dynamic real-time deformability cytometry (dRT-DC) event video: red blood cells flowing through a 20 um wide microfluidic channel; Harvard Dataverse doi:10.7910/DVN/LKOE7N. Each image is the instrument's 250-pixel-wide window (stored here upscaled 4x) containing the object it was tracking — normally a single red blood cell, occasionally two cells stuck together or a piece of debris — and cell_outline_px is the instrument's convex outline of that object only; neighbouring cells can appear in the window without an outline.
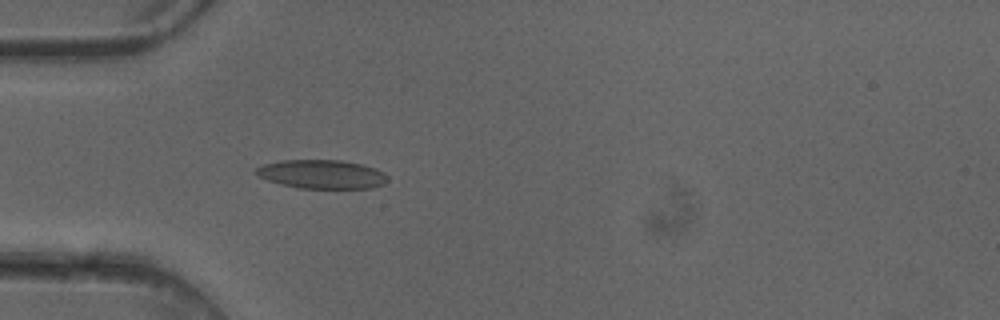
{"species": "common noctule bat (a hibernating species)", "species_latin": "Nyctalus noctula", "temperature_condition": "cold", "stored_images_in_passage": 5, "camera_frame_rate_fps": 3000, "um_per_image_px": 0.085, "animal": {"sex": "female"}, "frame": {"image": 1, "passage_image": 5, "time_ms": 1.333, "image_size_px": [1000, 320], "cell_outline_px": [[388, 180], [384, 184], [372, 188], [300, 188], [280, 184], [268, 180], [260, 176], [256, 172], [256, 168], [264, 164], [280, 160], [340, 160], [360, 164], [376, 168], [384, 172], [388, 176]], "centroid_in_image_um": [27.4, 14.81], "position_along_channel_um": 57.6, "area_um2": 22.02}}